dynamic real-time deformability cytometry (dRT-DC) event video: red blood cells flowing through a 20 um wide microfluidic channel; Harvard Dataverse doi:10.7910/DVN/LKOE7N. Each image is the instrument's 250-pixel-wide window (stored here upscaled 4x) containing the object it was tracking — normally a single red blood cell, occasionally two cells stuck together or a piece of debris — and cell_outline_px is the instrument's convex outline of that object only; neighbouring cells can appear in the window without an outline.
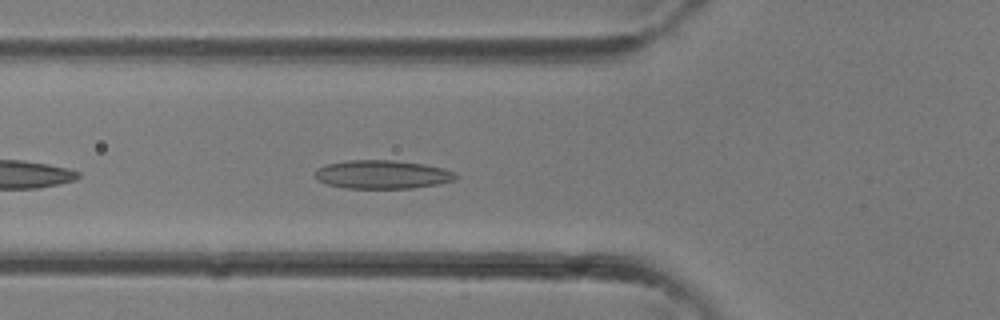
{"species": "common noctule bat (a hibernating species)", "species_latin": "Nyctalus noctula", "temperature_condition": "room temperature", "stored_images_in_passage": 32, "camera_frame_rate_fps": 3000, "um_per_image_px": 0.085, "animal": {"sex": "female"}, "frame": {"image": 1, "passage_image": 10, "time_ms": 3.0, "image_size_px": [1000, 320], "cell_outline_px": [[460, 176], [456, 180], [440, 184], [412, 188], [344, 188], [328, 184], [316, 180], [316, 168], [328, 164], [348, 160], [392, 160], [424, 164], [444, 168], [456, 172]], "centroid_in_image_um": [32.56, 14.83], "position_along_channel_um": 93.2, "area_um2": 23.58}}
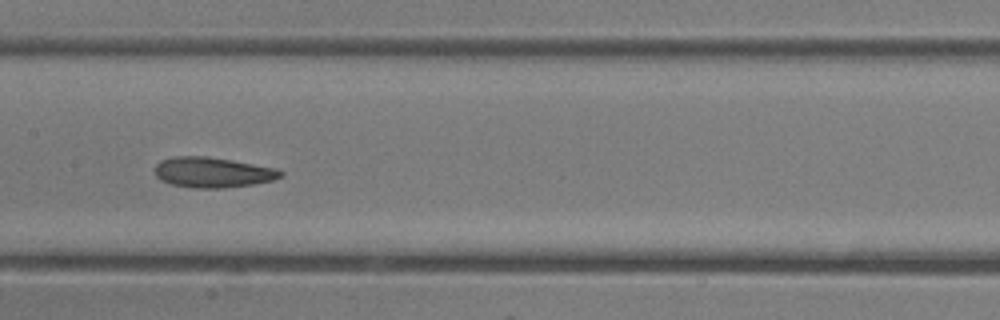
{"frame": {"image": 2, "passage_image": 15, "time_ms": 4.667, "image_size_px": [1000, 320], "cell_outline_px": [[284, 176], [272, 180], [252, 184], [224, 188], [192, 188], [172, 184], [160, 180], [156, 176], [156, 164], [160, 160], [176, 156], [208, 156], [232, 160], [276, 168], [284, 172]], "centroid_in_image_um": [18.08, 14.65], "position_along_channel_um": 189.3, "area_um2": 22.25}}
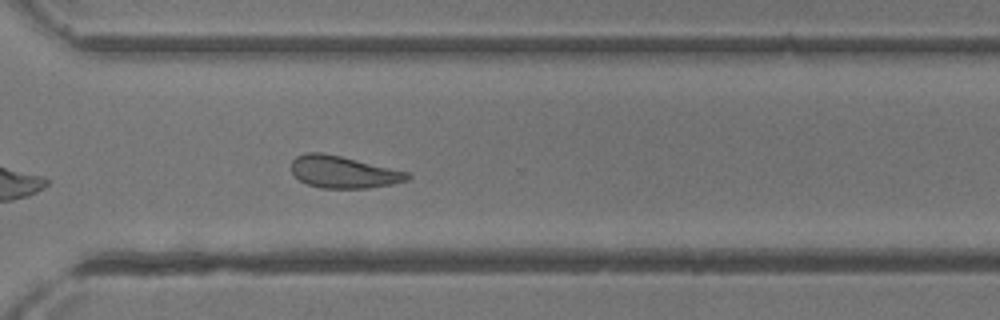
{"frame": {"image": 3, "passage_image": 23, "time_ms": 7.333, "image_size_px": [1000, 320], "cell_outline_px": [[412, 176], [408, 180], [392, 184], [368, 188], [320, 188], [308, 184], [300, 180], [292, 172], [292, 160], [296, 156], [308, 152], [320, 152], [340, 156], [408, 172]], "centroid_in_image_um": [29.19, 14.62], "position_along_channel_um": 341.4, "area_um2": 21.5}}